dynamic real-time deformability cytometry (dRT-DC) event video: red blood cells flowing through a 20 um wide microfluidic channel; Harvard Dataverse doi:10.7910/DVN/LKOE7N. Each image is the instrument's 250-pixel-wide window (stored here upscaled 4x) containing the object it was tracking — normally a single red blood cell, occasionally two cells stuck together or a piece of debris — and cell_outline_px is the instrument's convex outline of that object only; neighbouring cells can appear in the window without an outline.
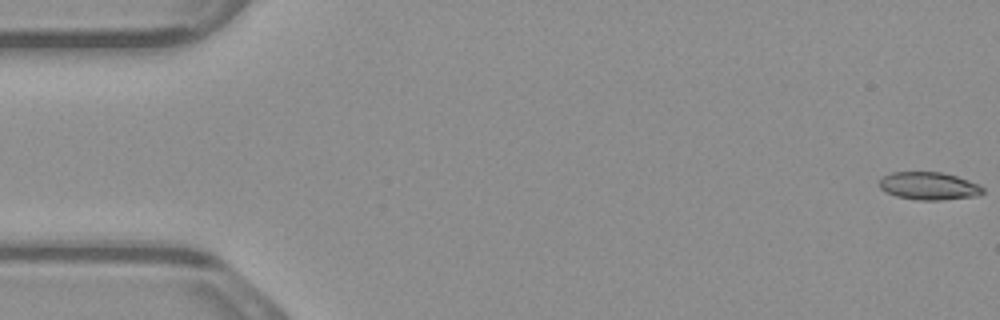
{"species": "common noctule bat (a hibernating species)", "species_latin": "Nyctalus noctula", "temperature_condition": "warm", "stored_images_in_passage": 54, "camera_frame_rate_fps": 3000, "um_per_image_px": 0.085, "animal": {"sex": "male", "body_mass_g": 23.1, "forearm_length_mm": 52.7}, "frame": {"image": 1, "passage_image": 1, "time_ms": 0.0, "image_size_px": [1000, 320], "cell_outline_px": [[984, 192], [980, 196], [940, 200], [916, 200], [896, 196], [880, 188], [880, 180], [884, 176], [892, 172], [940, 172], [956, 176], [980, 184], [984, 188]], "centroid_in_image_um": [79.01, 15.81], "position_along_channel_um": 6.0, "area_um2": 16.76}}
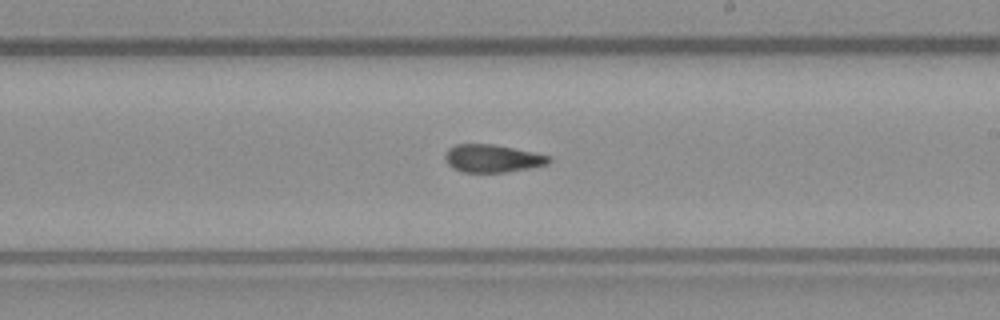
{"frame": {"image": 2, "passage_image": 31, "time_ms": 10.0, "image_size_px": [1000, 320], "cell_outline_px": [[552, 160], [548, 164], [508, 172], [464, 172], [452, 168], [444, 160], [444, 156], [448, 148], [456, 144], [492, 144], [552, 156]], "centroid_in_image_um": [41.84, 13.47], "position_along_channel_um": 247.2, "area_um2": 16.82}}
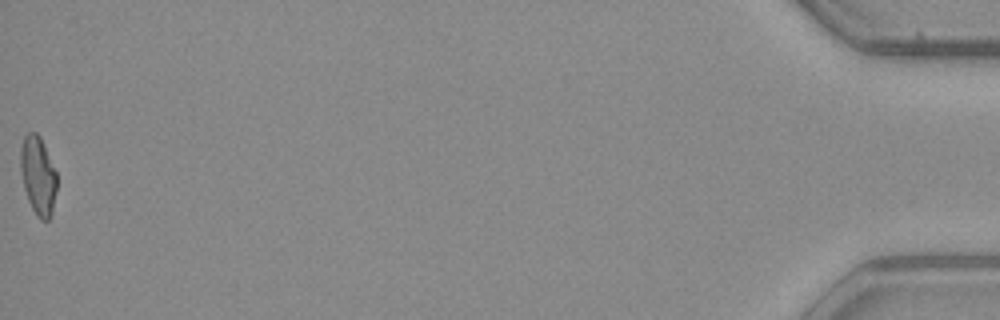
{"frame": {"image": 3, "passage_image": 54, "time_ms": 17.667, "image_size_px": [1000, 320], "cell_outline_px": [[56, 188], [52, 212], [48, 220], [40, 220], [36, 216], [28, 200], [24, 188], [20, 172], [20, 148], [24, 136], [28, 132], [36, 132], [40, 136], [56, 172]], "centroid_in_image_um": [3.21, 14.91], "position_along_channel_um": 432.0, "area_um2": 16.59}, "authors_computed_cell_mechanics": {"area_um2": 17.1955, "velocity_mm_per_s": 3.8737, "shape_relaxation_time_tau1_ms": null, "shape_relaxation_time_tau2_ms": 3.6597, "deformation_change_tau1": null, "deformation_change_tau2": 0.1089}}